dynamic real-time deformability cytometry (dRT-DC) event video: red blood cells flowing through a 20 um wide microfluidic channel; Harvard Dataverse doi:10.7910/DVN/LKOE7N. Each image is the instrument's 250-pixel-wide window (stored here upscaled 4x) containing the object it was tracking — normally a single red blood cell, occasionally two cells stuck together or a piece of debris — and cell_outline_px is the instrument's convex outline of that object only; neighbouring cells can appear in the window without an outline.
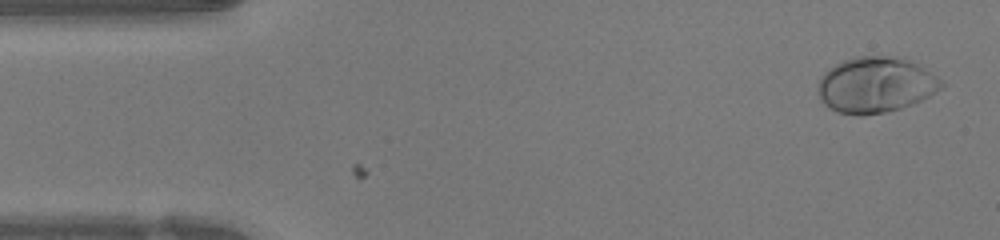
{"species": "human", "species_latin": "Homo sapiens", "temperature_condition": "warm", "stored_images_in_passage": 47, "camera_frame_rate_fps": 3000, "um_per_image_px": 0.085, "donor": {"sex": "female"}, "frame": {"image": 1, "passage_image": 2, "time_ms": 0.333, "image_size_px": [1000, 240], "cell_outline_px": [[944, 84], [936, 92], [912, 104], [900, 108], [884, 112], [864, 116], [860, 116], [836, 112], [828, 108], [824, 104], [820, 96], [820, 80], [824, 72], [828, 68], [844, 60], [856, 56], [900, 56], [916, 64], [936, 76]], "centroid_in_image_um": [74.41, 7.22], "position_along_channel_um": 10.6, "area_um2": 39.77}}
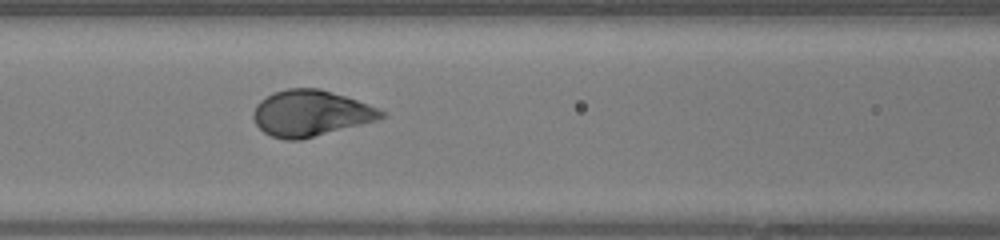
{"frame": {"image": 2, "passage_image": 19, "time_ms": 6.0, "image_size_px": [1000, 240], "cell_outline_px": [[388, 116], [376, 120], [300, 140], [284, 140], [272, 136], [264, 132], [256, 124], [252, 116], [252, 112], [256, 104], [260, 100], [272, 92], [288, 88], [320, 88], [368, 104], [388, 112]], "centroid_in_image_um": [26.39, 9.62], "position_along_channel_um": 140.2, "area_um2": 34.33}}
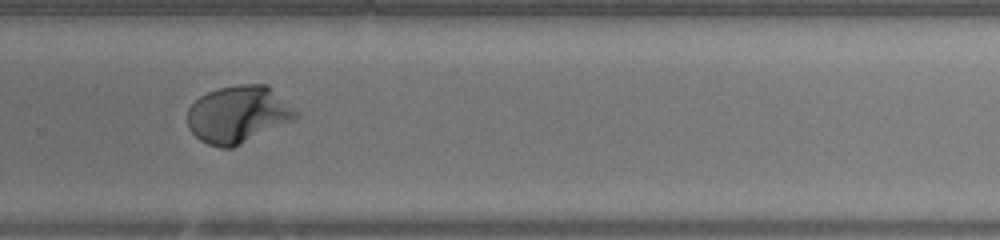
{"frame": {"image": 3, "passage_image": 31, "time_ms": 10.0, "image_size_px": [1000, 240], "cell_outline_px": [[300, 116], [292, 120], [232, 148], [220, 148], [208, 144], [200, 140], [188, 128], [188, 108], [200, 96], [208, 92], [220, 88], [240, 84], [268, 84], [300, 112]], "centroid_in_image_um": [20.26, 9.71], "position_along_channel_um": 309.5, "area_um2": 36.07}, "authors_computed_cell_mechanics": {"area_um2": 35.4892, "velocity_mm_per_s": 4.2459, "shape_relaxation_time_tau1_ms": 2.3225, "shape_relaxation_time_tau2_ms": null, "deformation_change_tau1": 0.1877, "deformation_change_tau2": null}}